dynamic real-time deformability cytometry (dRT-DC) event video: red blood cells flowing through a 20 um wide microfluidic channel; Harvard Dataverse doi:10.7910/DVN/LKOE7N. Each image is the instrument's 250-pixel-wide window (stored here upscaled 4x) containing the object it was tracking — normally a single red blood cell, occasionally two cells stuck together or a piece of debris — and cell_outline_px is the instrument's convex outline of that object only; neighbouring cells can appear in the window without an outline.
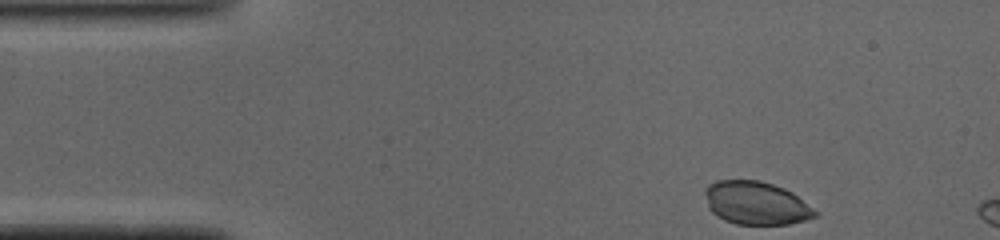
{"species": "common noctule bat (a hibernating species)", "species_latin": "Nyctalus noctula", "temperature_condition": "cold", "stored_images_in_passage": 6, "camera_frame_rate_fps": 3000, "um_per_image_px": 0.085, "animal": {"sex": "male", "body_mass_g": 19.0, "forearm_length_mm": 50.8}, "frame": {"image": 1, "passage_image": 1, "time_ms": 0.0, "image_size_px": [1000, 240], "cell_outline_px": [[820, 216], [788, 224], [736, 224], [724, 220], [716, 216], [708, 208], [704, 192], [704, 188], [708, 184], [716, 180], [760, 180], [784, 188], [792, 192], [820, 212]], "centroid_in_image_um": [64.27, 17.26], "position_along_channel_um": 20.7, "area_um2": 28.03}}